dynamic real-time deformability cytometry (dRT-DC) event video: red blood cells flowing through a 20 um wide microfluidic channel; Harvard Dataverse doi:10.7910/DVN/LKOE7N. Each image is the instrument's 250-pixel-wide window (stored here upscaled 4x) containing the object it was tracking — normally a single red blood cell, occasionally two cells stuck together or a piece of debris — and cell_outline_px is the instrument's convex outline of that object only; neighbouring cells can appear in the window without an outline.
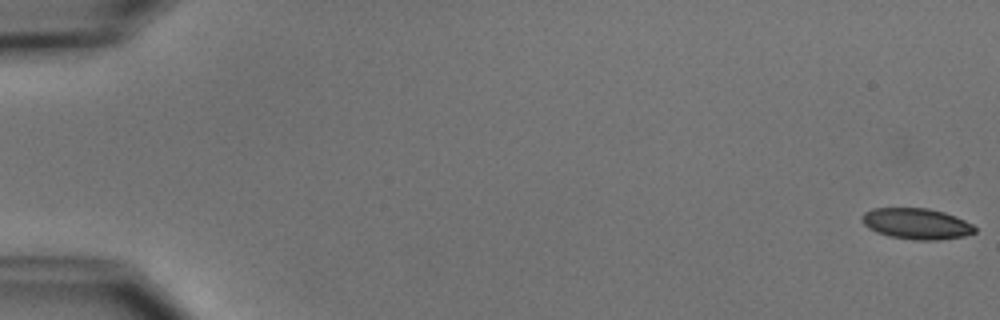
{"species": "common noctule bat (a hibernating species)", "species_latin": "Nyctalus noctula", "temperature_condition": "cold", "stored_images_in_passage": 7, "camera_frame_rate_fps": 3000, "um_per_image_px": 0.085, "animal": {"sex": "male", "body_mass_g": 15.6}, "frame": {"image": 1, "passage_image": 1, "time_ms": 0.0, "image_size_px": [1000, 320], "cell_outline_px": [[976, 232], [964, 236], [936, 240], [916, 240], [888, 236], [876, 232], [868, 228], [860, 220], [860, 216], [864, 212], [872, 208], [928, 208], [944, 212], [956, 216], [972, 224], [976, 228]], "centroid_in_image_um": [77.87, 19.01], "position_along_channel_um": 7.1, "area_um2": 20.52}}